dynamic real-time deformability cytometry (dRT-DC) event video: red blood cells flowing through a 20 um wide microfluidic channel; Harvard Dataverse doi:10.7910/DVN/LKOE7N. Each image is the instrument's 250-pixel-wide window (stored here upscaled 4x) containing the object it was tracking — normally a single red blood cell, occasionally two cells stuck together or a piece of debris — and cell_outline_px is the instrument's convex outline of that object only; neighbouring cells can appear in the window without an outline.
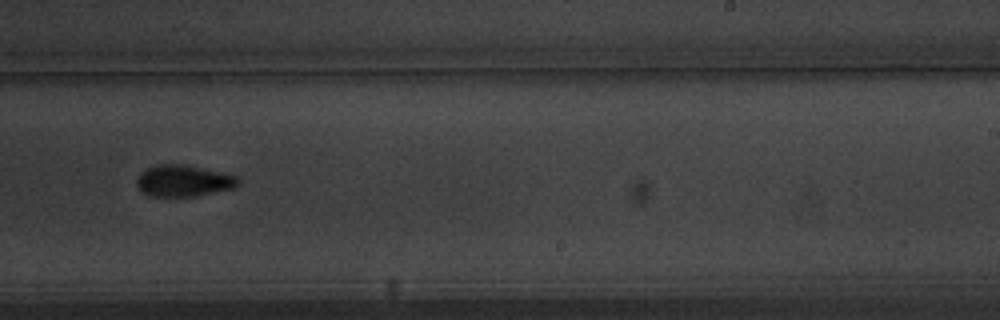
{"species": "common noctule bat (a hibernating species)", "species_latin": "Nyctalus noctula", "temperature_condition": "warm", "stored_images_in_passage": 11, "camera_frame_rate_fps": 3000, "um_per_image_px": 0.085, "animal": {"sex": "male", "body_mass_g": 20.1, "forearm_length_mm": 53.5}, "frame": {"image": 1, "passage_image": 7, "time_ms": 7.0, "image_size_px": [1000, 320], "cell_outline_px": [[240, 180], [232, 188], [196, 196], [152, 196], [144, 192], [136, 184], [136, 180], [140, 172], [148, 168], [160, 164], [184, 164], [220, 172], [236, 176]], "centroid_in_image_um": [15.57, 15.36], "position_along_channel_um": 273.4, "area_um2": 18.26}, "authors_computed_cell_mechanics": {"area_um2": 18.3226, "velocity_mm_per_s": 3.4878, "shape_relaxation_time_tau1_ms": 2.2048, "shape_relaxation_time_tau2_ms": 6.0941, "deformation_change_tau1": 0.0927, "deformation_change_tau2": 0.107}}